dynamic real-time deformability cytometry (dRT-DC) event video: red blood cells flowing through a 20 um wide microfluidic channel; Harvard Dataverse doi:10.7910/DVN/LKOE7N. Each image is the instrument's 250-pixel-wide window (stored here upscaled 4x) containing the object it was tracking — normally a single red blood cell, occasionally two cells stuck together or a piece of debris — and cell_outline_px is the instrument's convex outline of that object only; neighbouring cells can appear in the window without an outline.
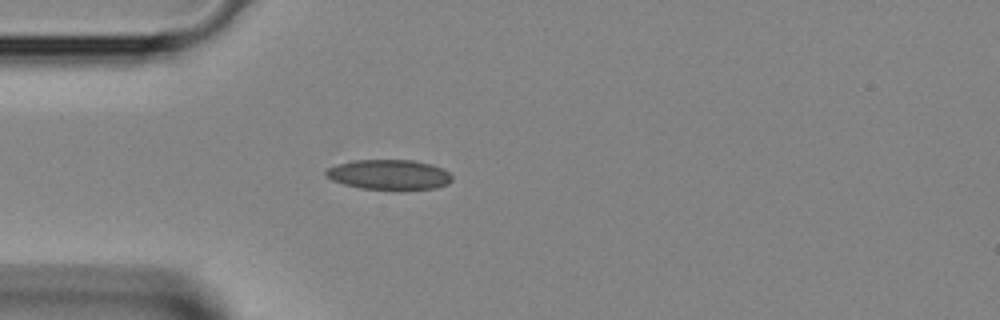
{"species": "Egyptian fruit bat (a non-hibernating species)", "species_latin": "Rousettus aegyptiacus", "temperature_condition": "room temperature", "stored_images_in_passage": 3, "camera_frame_rate_fps": 3000, "um_per_image_px": 0.085, "animal": {"sex": "female"}, "frame": {"image": 1, "passage_image": 3, "time_ms": 0.667, "image_size_px": [1000, 320], "cell_outline_px": [[452, 180], [448, 184], [436, 188], [400, 192], [396, 192], [360, 188], [344, 184], [332, 180], [324, 176], [324, 172], [328, 168], [336, 164], [356, 160], [412, 160], [432, 164], [444, 168], [452, 176]], "centroid_in_image_um": [33.1, 14.88], "position_along_channel_um": 51.9, "area_um2": 22.95}}